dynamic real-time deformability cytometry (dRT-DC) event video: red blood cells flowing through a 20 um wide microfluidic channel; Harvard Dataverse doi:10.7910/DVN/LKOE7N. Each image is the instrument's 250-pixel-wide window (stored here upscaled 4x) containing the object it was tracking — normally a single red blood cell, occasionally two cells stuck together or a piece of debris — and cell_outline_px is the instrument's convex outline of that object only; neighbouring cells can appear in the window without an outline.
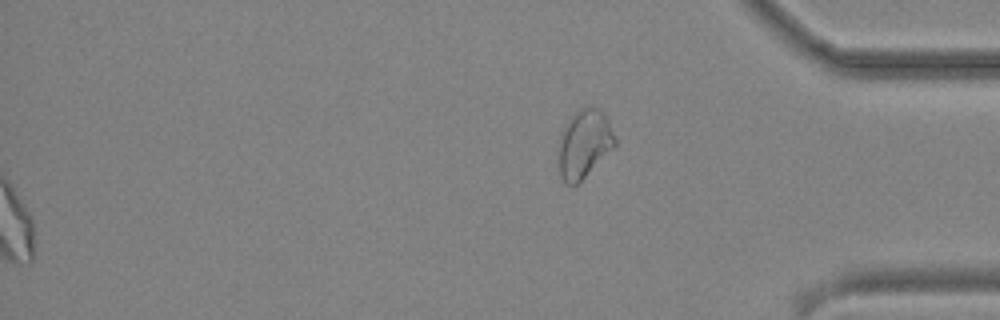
{"species": "common noctule bat (a hibernating species)", "species_latin": "Nyctalus noctula", "temperature_condition": "cold", "stored_images_in_passage": 42, "segment_of_instrument_passage": [2, 2], "camera_frame_rate_fps": 3000, "um_per_image_px": 0.085, "animal": {"sex": "male", "body_mass_g": 19.2, "forearm_length_mm": 51.8}, "frame": {"image": 1, "passage_image": 42, "time_ms": 13.667, "image_size_px": [1000, 320], "cell_outline_px": [[616, 144], [576, 184], [568, 184], [560, 176], [556, 156], [560, 132], [564, 124], [580, 108], [588, 104], [600, 108], [604, 112], [608, 120], [616, 140]], "centroid_in_image_um": [49.6, 12.16], "position_along_channel_um": 385.6, "area_um2": 22.6}}